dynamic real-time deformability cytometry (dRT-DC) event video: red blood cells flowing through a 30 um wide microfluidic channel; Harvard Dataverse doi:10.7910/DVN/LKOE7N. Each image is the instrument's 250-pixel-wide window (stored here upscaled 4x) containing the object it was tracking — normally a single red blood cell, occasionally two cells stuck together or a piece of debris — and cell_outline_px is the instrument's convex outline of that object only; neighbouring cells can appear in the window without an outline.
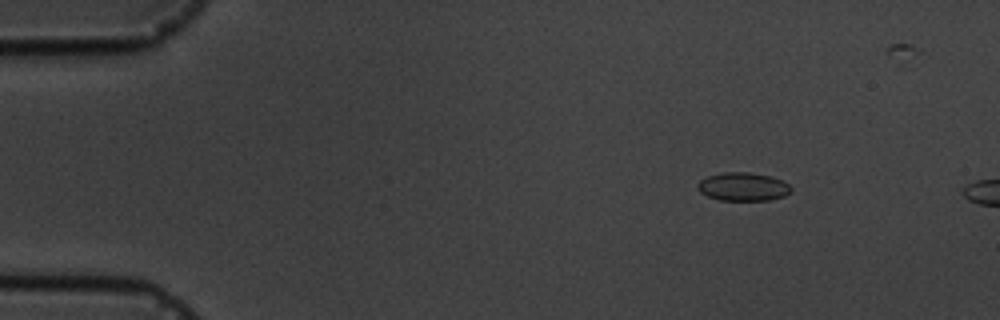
{"species": "common noctule bat (a hibernating species)", "species_latin": "Nyctalus noctula", "temperature_condition": "cold", "stored_images_in_passage": 4, "camera_frame_rate_fps": 3000, "um_per_image_px": 0.085, "animal": {"sex": "male", "body_mass_g": 19.5, "forearm_length_mm": 54.6}, "frame": {"image": 1, "passage_image": 2, "time_ms": 2.0, "image_size_px": [1000, 320], "cell_outline_px": [[792, 192], [784, 196], [768, 200], [720, 200], [708, 196], [700, 192], [696, 184], [700, 180], [708, 176], [724, 172], [748, 172], [772, 176], [788, 184], [792, 188]], "centroid_in_image_um": [63.17, 15.87], "position_along_channel_um": 21.8, "area_um2": 15.43}}